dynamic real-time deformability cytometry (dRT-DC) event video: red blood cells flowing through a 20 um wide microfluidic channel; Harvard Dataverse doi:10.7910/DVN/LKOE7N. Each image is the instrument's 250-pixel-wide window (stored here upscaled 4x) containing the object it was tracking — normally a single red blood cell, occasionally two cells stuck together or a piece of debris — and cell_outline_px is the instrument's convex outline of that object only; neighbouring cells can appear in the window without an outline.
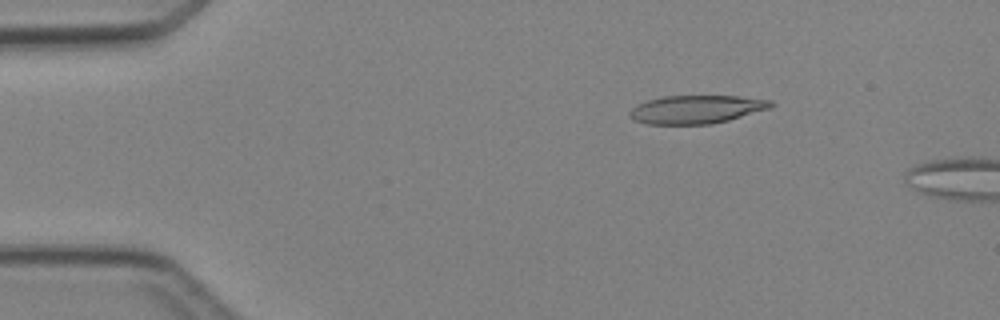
{"species": "Egyptian fruit bat (a non-hibernating species)", "species_latin": "Rousettus aegyptiacus", "temperature_condition": "cold", "stored_images_in_passage": 2, "camera_frame_rate_fps": 3000, "um_per_image_px": 0.085, "animal": {"sex": "female"}, "frame": {"image": 1, "passage_image": 1, "time_ms": 0.0, "image_size_px": [1000, 320], "cell_outline_px": [[776, 104], [772, 108], [728, 120], [712, 124], [648, 124], [636, 120], [628, 116], [628, 112], [632, 108], [648, 100], [664, 96], [740, 96], [772, 100]], "centroid_in_image_um": [59.25, 9.29], "position_along_channel_um": 25.7, "area_um2": 23.29}}